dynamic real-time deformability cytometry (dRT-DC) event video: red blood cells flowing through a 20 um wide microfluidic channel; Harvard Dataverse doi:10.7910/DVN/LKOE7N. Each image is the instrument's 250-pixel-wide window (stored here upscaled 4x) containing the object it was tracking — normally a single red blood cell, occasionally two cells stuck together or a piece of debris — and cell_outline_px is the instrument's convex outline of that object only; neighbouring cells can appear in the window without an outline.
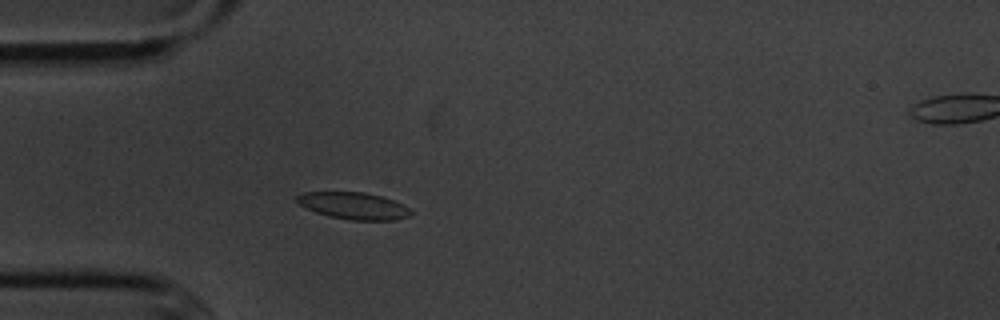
{"species": "common noctule bat (a hibernating species)", "species_latin": "Nyctalus noctula", "temperature_condition": "cold", "stored_images_in_passage": 45, "camera_frame_rate_fps": 3000, "um_per_image_px": 0.085, "animal": {"sex": "male", "body_mass_g": 20.1, "forearm_length_mm": 53.5}, "frame": {"image": 1, "passage_image": 8, "time_ms": 2.333, "image_size_px": [1000, 320], "cell_outline_px": [[412, 216], [396, 220], [352, 220], [328, 216], [316, 212], [300, 204], [296, 200], [296, 196], [300, 192], [364, 192], [380, 196], [392, 200], [408, 208], [412, 212]], "centroid_in_image_um": [30.05, 17.49], "position_along_channel_um": 54.9, "area_um2": 17.74}}
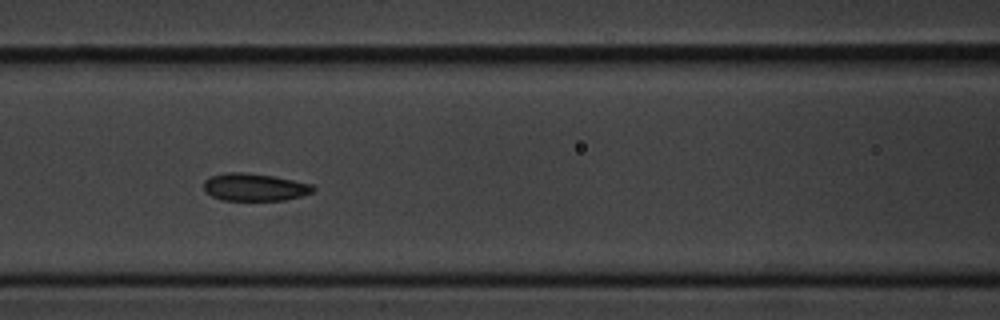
{"frame": {"image": 2, "passage_image": 16, "time_ms": 5.0, "image_size_px": [1000, 320], "cell_outline_px": [[316, 188], [312, 192], [300, 196], [284, 200], [220, 200], [204, 192], [204, 180], [212, 176], [224, 172], [244, 172], [272, 176], [312, 184]], "centroid_in_image_um": [21.6, 15.91], "position_along_channel_um": 145.0, "area_um2": 17.51}}
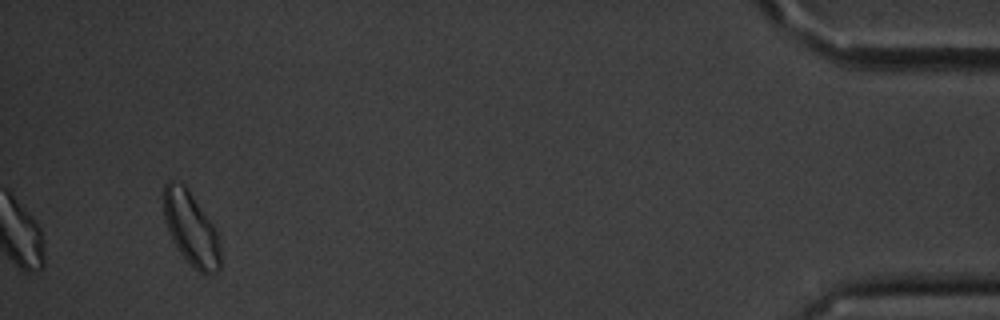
{"frame": {"image": 3, "passage_image": 45, "time_ms": 14.667, "image_size_px": [1000, 320], "cell_outline_px": [[220, 268], [216, 272], [204, 276], [176, 248], [168, 232], [164, 220], [164, 184], [168, 180], [172, 180], [184, 184], [188, 188], [216, 228], [220, 244]], "centroid_in_image_um": [16.24, 19.41], "position_along_channel_um": 419.0, "area_um2": 24.45}, "authors_computed_cell_mechanics": {"area_um2": 17.6868, "velocity_mm_per_s": 3.5975, "shape_relaxation_time_tau1_ms": null, "shape_relaxation_time_tau2_ms": 3.5739, "deformation_change_tau1": null, "deformation_change_tau2": 0.1147}}